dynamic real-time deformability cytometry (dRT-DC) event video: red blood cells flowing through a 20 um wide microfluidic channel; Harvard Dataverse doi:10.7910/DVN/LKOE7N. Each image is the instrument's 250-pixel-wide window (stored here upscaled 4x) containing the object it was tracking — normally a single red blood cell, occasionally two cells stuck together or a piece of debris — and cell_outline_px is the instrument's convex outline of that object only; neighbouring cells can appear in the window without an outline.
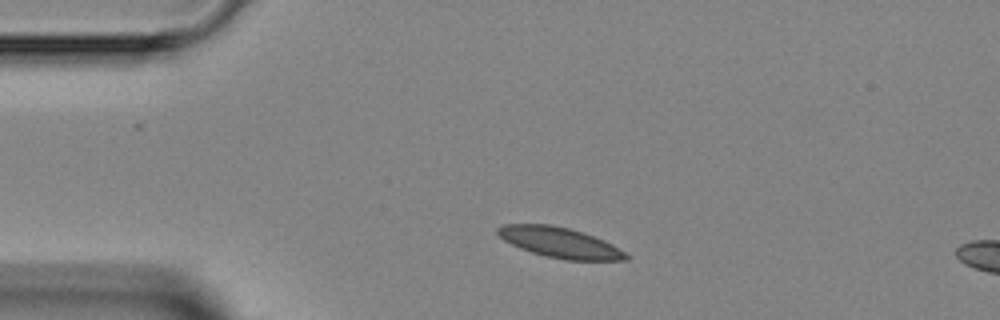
{"species": "Egyptian fruit bat (a non-hibernating species)", "species_latin": "Rousettus aegyptiacus", "temperature_condition": "room temperature", "stored_images_in_passage": 2, "camera_frame_rate_fps": 3000, "um_per_image_px": 0.085, "animal": {"sex": "female"}, "frame": {"image": 1, "passage_image": 1, "time_ms": 0.0, "image_size_px": [1000, 320], "cell_outline_px": [[632, 256], [628, 260], [564, 260], [532, 252], [520, 248], [504, 240], [496, 232], [496, 228], [504, 224], [548, 224], [568, 228], [604, 240], [612, 244]], "centroid_in_image_um": [47.6, 20.62], "position_along_channel_um": 37.4, "area_um2": 22.48}}